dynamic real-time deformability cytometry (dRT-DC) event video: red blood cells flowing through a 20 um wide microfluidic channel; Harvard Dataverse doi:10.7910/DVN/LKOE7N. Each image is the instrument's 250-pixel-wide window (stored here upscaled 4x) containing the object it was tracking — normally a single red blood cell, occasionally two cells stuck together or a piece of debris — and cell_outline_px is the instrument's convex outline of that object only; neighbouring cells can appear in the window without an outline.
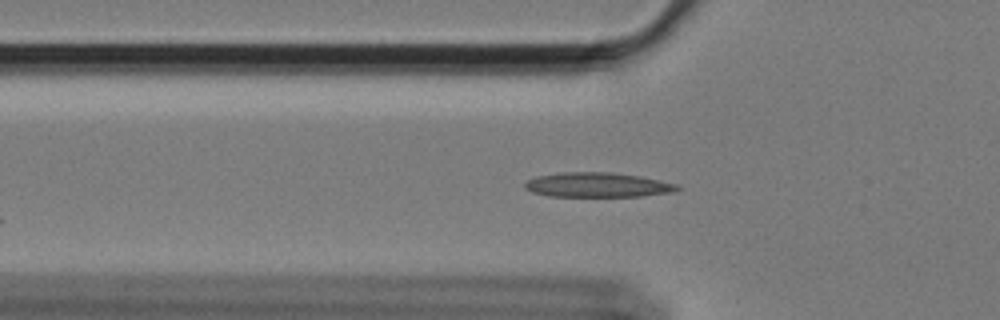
{"species": "Egyptian fruit bat (a non-hibernating species)", "species_latin": "Rousettus aegyptiacus", "temperature_condition": "cold", "stored_images_in_passage": 17, "camera_frame_rate_fps": 3000, "um_per_image_px": 0.085, "animal": {"sex": "female"}, "frame": {"image": 1, "passage_image": 5, "time_ms": 1.333, "image_size_px": [1000, 320], "cell_outline_px": [[680, 188], [676, 192], [644, 196], [548, 196], [532, 192], [524, 188], [524, 184], [528, 180], [536, 176], [560, 172], [612, 172], [640, 176], [676, 184]], "centroid_in_image_um": [50.78, 15.71], "position_along_channel_um": 75.0, "area_um2": 21.96}}
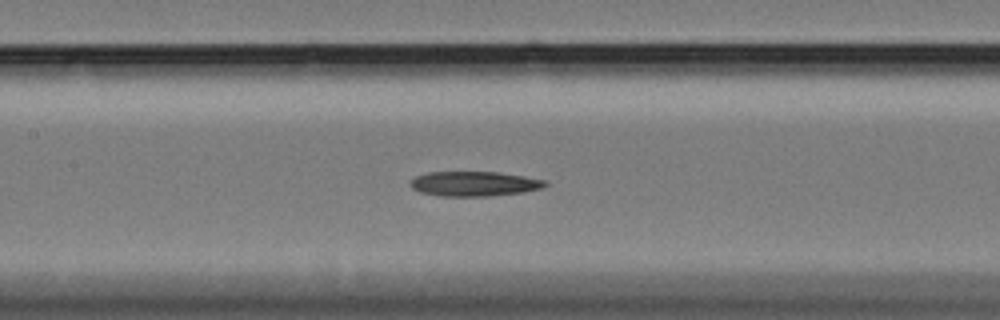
{"frame": {"image": 2, "passage_image": 13, "time_ms": 4.0, "image_size_px": [1000, 320], "cell_outline_px": [[548, 184], [540, 188], [524, 192], [492, 196], [440, 196], [420, 192], [412, 188], [408, 184], [416, 176], [428, 172], [496, 172], [524, 176], [544, 180]], "centroid_in_image_um": [40.28, 15.62], "position_along_channel_um": 167.1, "area_um2": 19.42}}
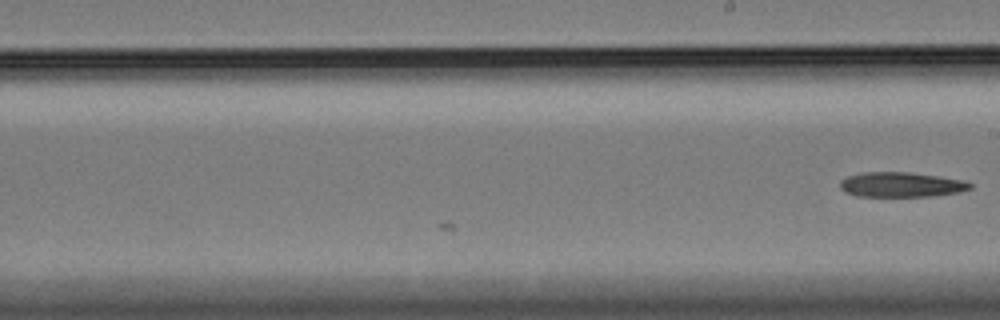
{"frame": {"image": 3, "passage_image": 17, "time_ms": 5.333, "image_size_px": [1000, 320], "cell_outline_px": [[972, 188], [960, 192], [932, 196], [856, 196], [844, 192], [840, 188], [840, 180], [848, 176], [864, 172], [908, 172], [964, 180], [972, 184]], "centroid_in_image_um": [76.58, 15.7], "position_along_channel_um": 212.4, "area_um2": 18.84}}